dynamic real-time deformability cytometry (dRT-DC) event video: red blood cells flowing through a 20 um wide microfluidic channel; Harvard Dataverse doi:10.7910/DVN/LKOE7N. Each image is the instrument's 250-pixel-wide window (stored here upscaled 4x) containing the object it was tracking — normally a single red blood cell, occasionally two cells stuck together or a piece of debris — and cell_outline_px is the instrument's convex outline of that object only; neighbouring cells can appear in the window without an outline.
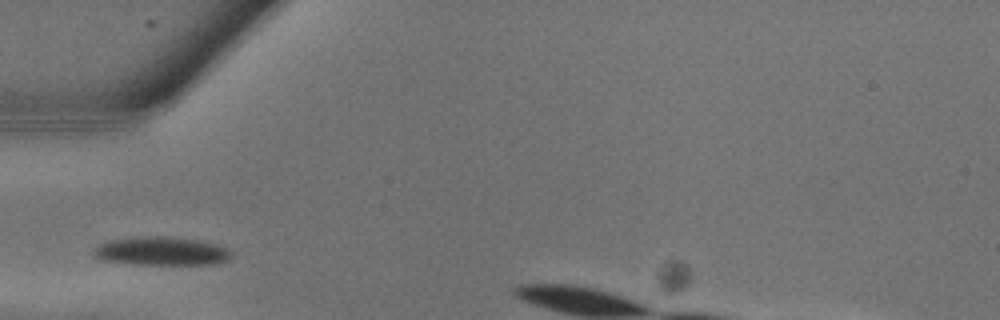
{"species": "common noctule bat (a hibernating species)", "species_latin": "Nyctalus noctula", "temperature_condition": "warm", "stored_images_in_passage": 2, "camera_frame_rate_fps": 3000, "um_per_image_px": 0.085, "animal": {"sex": "male", "body_mass_g": 13.3}, "frame": {"image": 1, "passage_image": 1, "time_ms": 0.0, "image_size_px": [1000, 320], "cell_outline_px": [[232, 256], [228, 260], [212, 264], [132, 264], [100, 260], [92, 256], [92, 248], [100, 244], [112, 240], [144, 236], [168, 236], [200, 240], [216, 244], [228, 248], [232, 252]], "centroid_in_image_um": [13.7, 21.35], "position_along_channel_um": 71.3, "area_um2": 23.12}}